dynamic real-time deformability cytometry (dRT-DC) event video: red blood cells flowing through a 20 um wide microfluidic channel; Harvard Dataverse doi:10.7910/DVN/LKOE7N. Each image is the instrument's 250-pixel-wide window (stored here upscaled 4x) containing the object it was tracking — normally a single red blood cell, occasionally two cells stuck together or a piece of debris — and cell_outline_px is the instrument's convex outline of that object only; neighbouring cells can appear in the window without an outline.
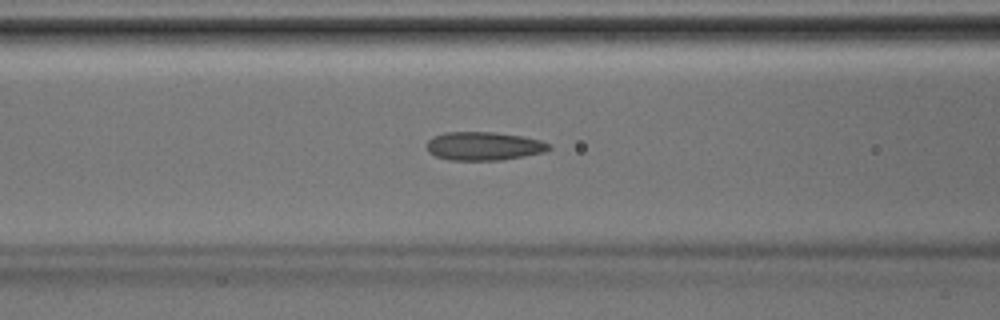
{"species": "Egyptian fruit bat (a non-hibernating species)", "species_latin": "Rousettus aegyptiacus", "temperature_condition": "room temperature", "stored_images_in_passage": 36, "camera_frame_rate_fps": 3000, "um_per_image_px": 0.085, "animal": {"sex": "male"}, "frame": {"image": 1, "passage_image": 13, "time_ms": 4.0, "image_size_px": [1000, 320], "cell_outline_px": [[552, 148], [544, 152], [524, 156], [500, 160], [448, 160], [436, 156], [428, 152], [428, 140], [432, 136], [444, 132], [492, 132], [520, 136], [540, 140], [552, 144]], "centroid_in_image_um": [41.12, 12.42], "position_along_channel_um": 125.5, "area_um2": 20.29}}
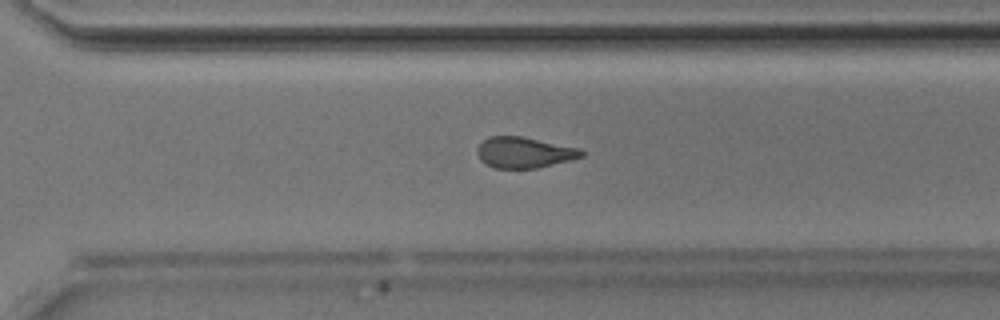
{"frame": {"image": 2, "passage_image": 25, "time_ms": 8.0, "image_size_px": [1000, 320], "cell_outline_px": [[584, 156], [536, 168], [496, 168], [484, 164], [480, 160], [476, 152], [476, 148], [488, 136], [520, 136], [580, 148], [584, 152]], "centroid_in_image_um": [44.51, 12.96], "position_along_channel_um": 326.1, "area_um2": 18.67}}
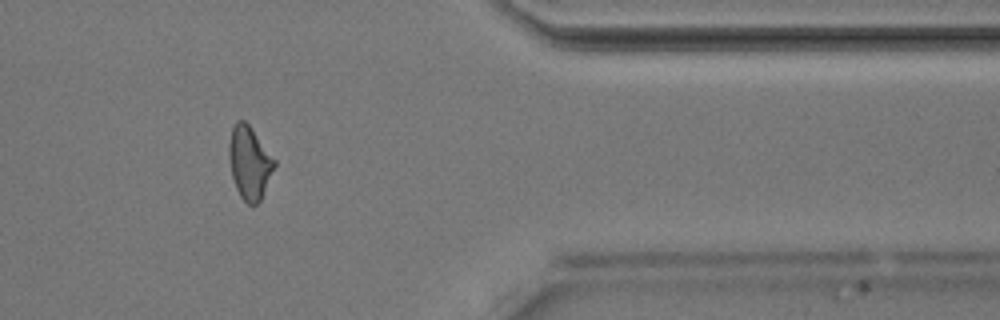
{"frame": {"image": 3, "passage_image": 30, "time_ms": 9.667, "image_size_px": [1000, 320], "cell_outline_px": [[276, 164], [260, 200], [252, 208], [240, 196], [236, 188], [232, 176], [228, 156], [228, 144], [232, 128], [236, 120], [244, 120], [248, 124], [276, 160]], "centroid_in_image_um": [21.19, 13.83], "position_along_channel_um": 390.2, "area_um2": 19.25}}